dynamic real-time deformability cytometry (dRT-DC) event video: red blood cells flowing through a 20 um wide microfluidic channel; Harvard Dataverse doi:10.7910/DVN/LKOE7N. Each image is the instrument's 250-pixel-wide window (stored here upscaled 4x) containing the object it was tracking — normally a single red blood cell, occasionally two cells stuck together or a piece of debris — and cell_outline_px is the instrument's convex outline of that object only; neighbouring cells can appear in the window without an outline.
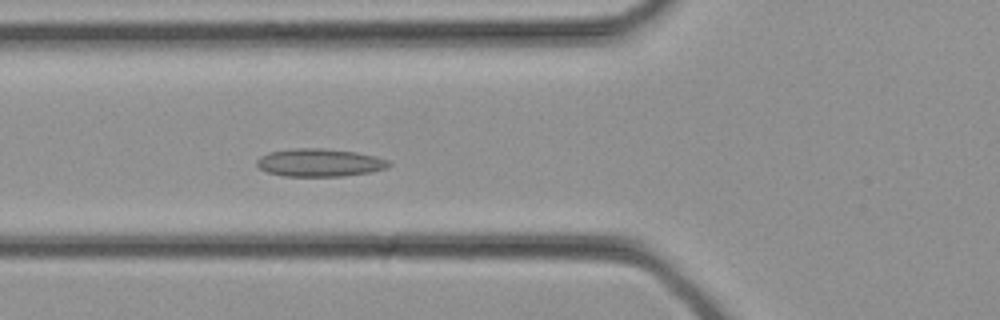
{"species": "common noctule bat (a hibernating species)", "species_latin": "Nyctalus noctula", "temperature_condition": "cold", "stored_images_in_passage": 31, "camera_frame_rate_fps": 3000, "um_per_image_px": 0.085, "animal": {"sex": "female", "body_mass_g": 21.9}, "frame": {"image": 1, "passage_image": 9, "time_ms": 2.667, "image_size_px": [1000, 320], "cell_outline_px": [[392, 164], [388, 168], [368, 172], [344, 176], [284, 176], [268, 172], [260, 168], [256, 164], [256, 160], [260, 156], [268, 152], [296, 148], [324, 148], [356, 152], [376, 156], [392, 160]], "centroid_in_image_um": [27.2, 13.81], "position_along_channel_um": 98.6, "area_um2": 21.62}}
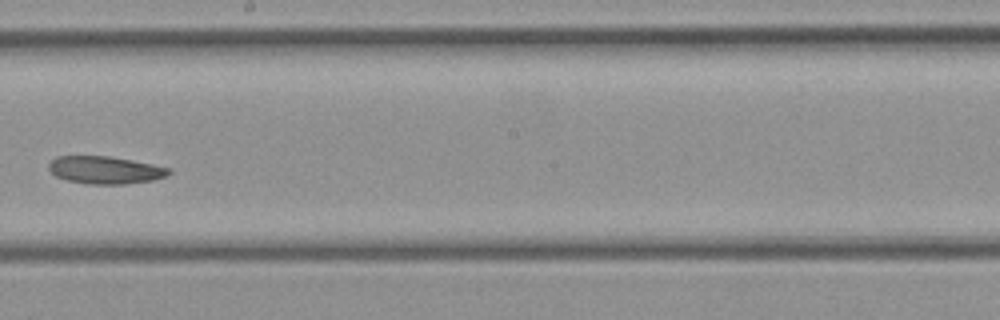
{"frame": {"image": 2, "passage_image": 16, "time_ms": 5.0, "image_size_px": [1000, 320], "cell_outline_px": [[172, 172], [168, 176], [152, 180], [124, 184], [88, 184], [68, 180], [56, 176], [48, 168], [48, 164], [56, 156], [108, 156], [132, 160], [152, 164], [168, 168]], "centroid_in_image_um": [8.94, 14.45], "position_along_channel_um": 239.3, "area_um2": 19.19}}
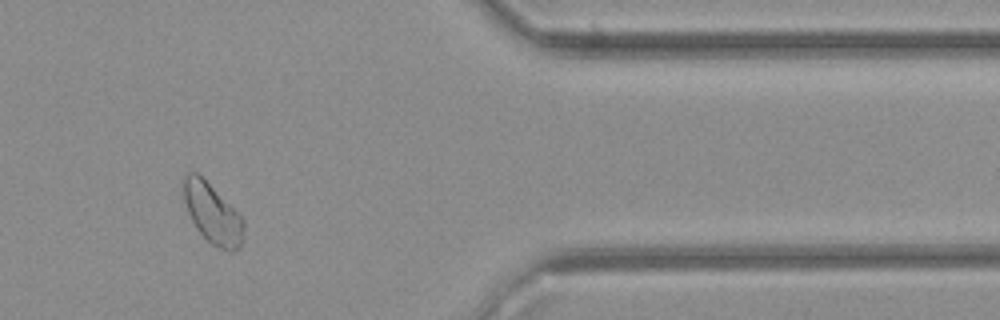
{"frame": {"image": 3, "passage_image": 25, "time_ms": 8.0, "image_size_px": [1000, 320], "cell_outline_px": [[244, 228], [240, 248], [236, 252], [228, 252], [212, 244], [196, 228], [188, 212], [184, 200], [180, 184], [184, 172], [196, 172], [244, 220]], "centroid_in_image_um": [18.01, 18.15], "position_along_channel_um": 393.4, "area_um2": 20.81}}